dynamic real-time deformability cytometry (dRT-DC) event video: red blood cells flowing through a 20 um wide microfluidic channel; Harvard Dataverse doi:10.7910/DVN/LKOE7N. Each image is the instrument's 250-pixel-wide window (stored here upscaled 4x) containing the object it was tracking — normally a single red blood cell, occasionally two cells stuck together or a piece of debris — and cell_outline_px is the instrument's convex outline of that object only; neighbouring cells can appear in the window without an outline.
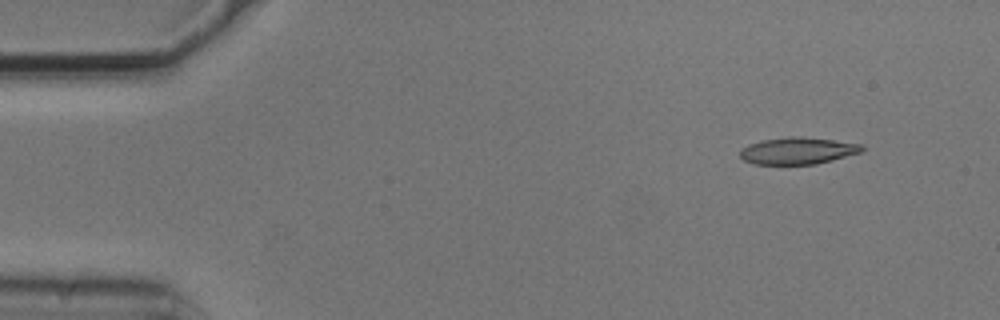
{"species": "common noctule bat (a hibernating species)", "species_latin": "Nyctalus noctula", "temperature_condition": "cold", "stored_images_in_passage": 50, "camera_frame_rate_fps": 3000, "um_per_image_px": 0.085, "animal": {"sex": "male", "body_mass_g": 20.5, "forearm_length_mm": 52.5}, "frame": {"image": 1, "passage_image": 1, "time_ms": 0.0, "image_size_px": [1000, 320], "cell_outline_px": [[864, 148], [860, 152], [816, 164], [756, 164], [744, 160], [740, 156], [740, 148], [748, 144], [764, 140], [792, 136], [800, 136], [832, 140], [860, 144]], "centroid_in_image_um": [67.76, 12.81], "position_along_channel_um": 17.2, "area_um2": 18.79}}
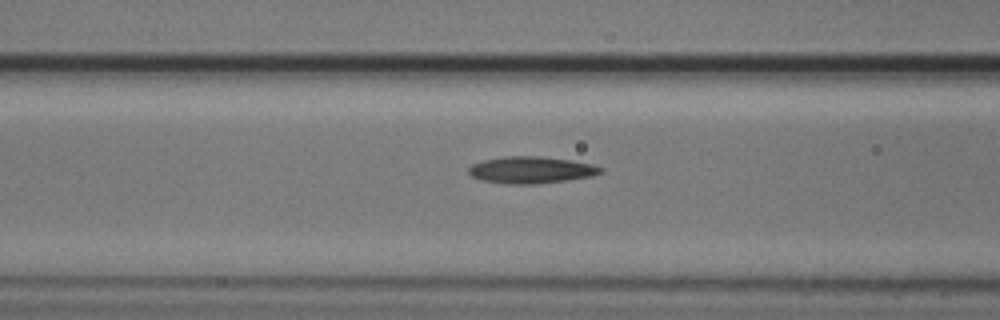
{"frame": {"image": 2, "passage_image": 17, "time_ms": 5.333, "image_size_px": [1000, 320], "cell_outline_px": [[604, 172], [592, 176], [536, 184], [508, 184], [484, 180], [472, 176], [468, 172], [468, 168], [472, 164], [484, 160], [508, 156], [540, 156], [572, 160], [592, 164], [604, 168]], "centroid_in_image_um": [45.18, 14.44], "position_along_channel_um": 121.4, "area_um2": 20.52}}
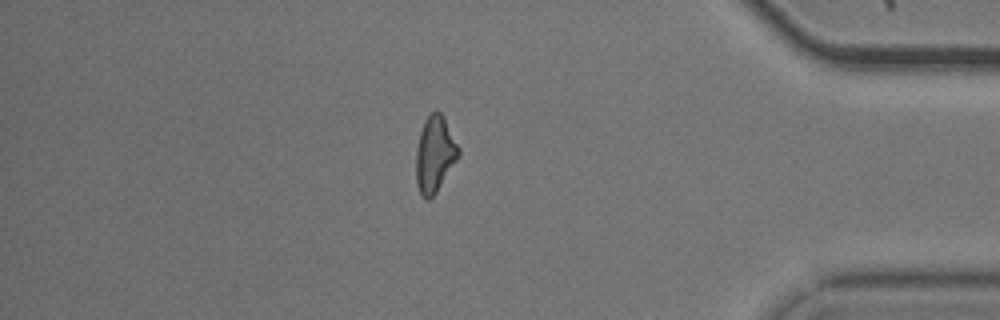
{"frame": {"image": 3, "passage_image": 42, "time_ms": 13.667, "image_size_px": [1000, 320], "cell_outline_px": [[460, 156], [436, 192], [428, 200], [424, 200], [416, 184], [416, 148], [420, 132], [424, 120], [436, 108], [440, 112], [460, 148]], "centroid_in_image_um": [36.95, 13.12], "position_along_channel_um": 398.3, "area_um2": 18.84}, "authors_computed_cell_mechanics": {"area_um2": 19.4497, "velocity_mm_per_s": 3.7212, "shape_relaxation_time_tau1_ms": 4.3096, "shape_relaxation_time_tau2_ms": 4.8721, "deformation_change_tau1": 0.1313, "deformation_change_tau2": 0.141}}